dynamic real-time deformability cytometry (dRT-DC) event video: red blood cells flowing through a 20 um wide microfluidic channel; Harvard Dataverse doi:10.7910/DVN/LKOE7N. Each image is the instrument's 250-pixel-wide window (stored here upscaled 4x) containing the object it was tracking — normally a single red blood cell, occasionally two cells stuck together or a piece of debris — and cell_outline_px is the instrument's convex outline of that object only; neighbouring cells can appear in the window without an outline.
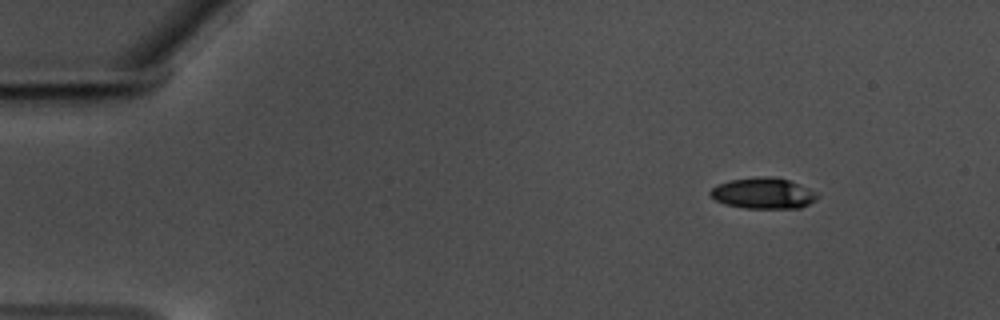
{"species": "common noctule bat (a hibernating species)", "species_latin": "Nyctalus noctula", "temperature_condition": "warm", "stored_images_in_passage": 53, "camera_frame_rate_fps": 3000, "um_per_image_px": 0.085, "animal": {"sex": "male", "body_mass_g": 17.5, "forearm_length_mm": 52.3}, "frame": {"image": 1, "passage_image": 1, "time_ms": 0.0, "image_size_px": [1000, 320], "cell_outline_px": [[820, 196], [816, 200], [800, 208], [744, 208], [724, 204], [716, 200], [708, 192], [712, 188], [728, 180], [756, 176], [776, 176], [788, 180], [808, 188], [816, 192]], "centroid_in_image_um": [64.88, 16.42], "position_along_channel_um": 20.1, "area_um2": 19.42}}
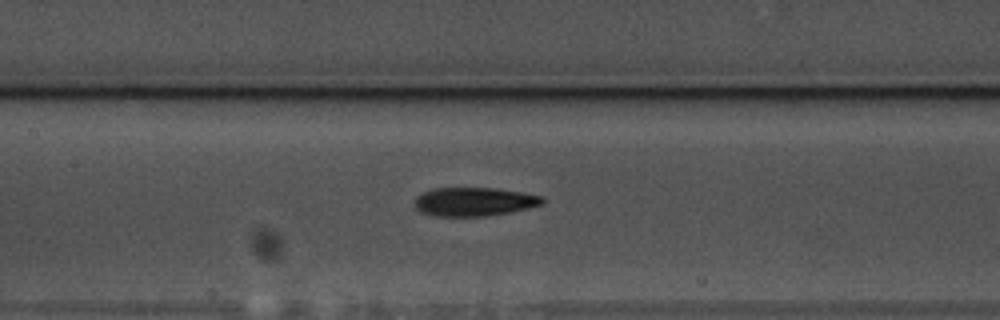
{"frame": {"image": 2, "passage_image": 22, "time_ms": 7.0, "image_size_px": [1000, 320], "cell_outline_px": [[544, 204], [528, 208], [508, 212], [484, 216], [432, 216], [420, 212], [416, 208], [416, 196], [420, 192], [432, 188], [496, 188], [544, 196]], "centroid_in_image_um": [40.28, 17.14], "position_along_channel_um": 167.1, "area_um2": 21.44}}
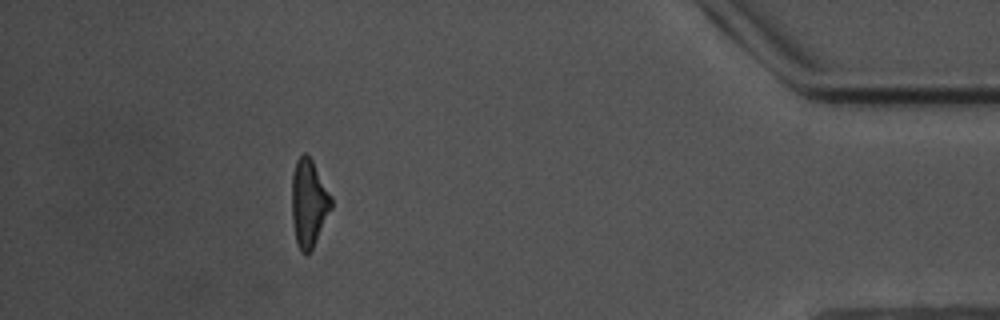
{"frame": {"image": 3, "passage_image": 47, "time_ms": 15.333, "image_size_px": [1000, 320], "cell_outline_px": [[332, 208], [312, 248], [308, 252], [300, 252], [296, 244], [292, 220], [292, 172], [296, 160], [304, 152], [312, 160], [332, 196]], "centroid_in_image_um": [26.24, 17.24], "position_along_channel_um": 409.0, "area_um2": 20.06}, "authors_computed_cell_mechanics": {"area_um2": 20.4612, "velocity_mm_per_s": 3.5092, "shape_relaxation_time_tau1_ms": 3.2794, "shape_relaxation_time_tau2_ms": 2.11, "deformation_change_tau1": 0.1424, "deformation_change_tau2": 0.1133}}